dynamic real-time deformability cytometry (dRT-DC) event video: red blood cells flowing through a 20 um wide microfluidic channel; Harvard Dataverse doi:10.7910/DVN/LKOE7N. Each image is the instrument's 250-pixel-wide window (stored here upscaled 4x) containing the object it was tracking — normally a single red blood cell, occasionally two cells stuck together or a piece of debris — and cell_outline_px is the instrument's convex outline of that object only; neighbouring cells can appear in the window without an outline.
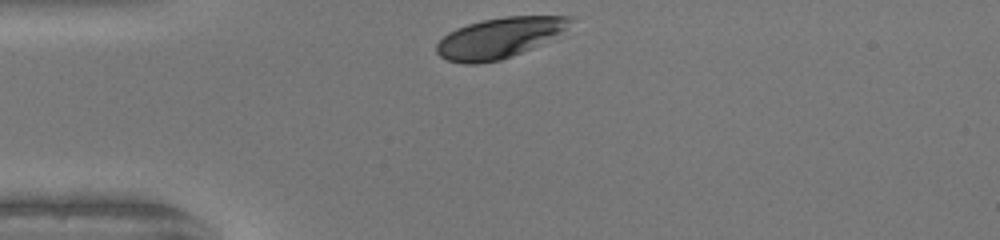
{"species": "human", "species_latin": "Homo sapiens", "temperature_condition": "warm", "stored_images_in_passage": 28, "camera_frame_rate_fps": 3000, "um_per_image_px": 0.085, "donor": {"sex": "female"}, "frame": {"image": 1, "passage_image": 1, "time_ms": 0.0, "image_size_px": [1000, 240], "cell_outline_px": [[576, 20], [560, 32], [540, 44], [532, 48], [512, 56], [500, 60], [476, 64], [464, 64], [448, 60], [440, 56], [436, 52], [436, 44], [448, 32], [456, 28], [468, 24], [484, 20], [504, 16], [572, 16]], "centroid_in_image_um": [42.42, 3.22], "position_along_channel_um": 42.6, "area_um2": 31.27}}
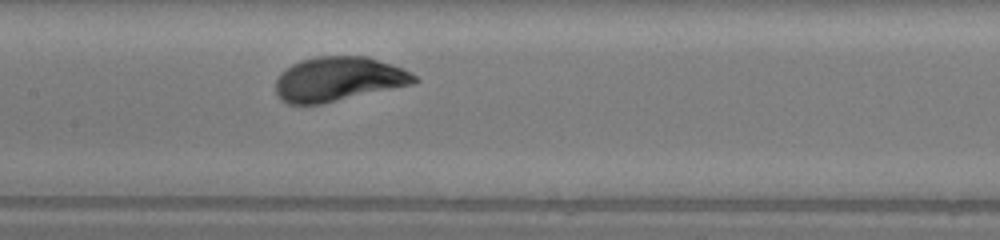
{"frame": {"image": 2, "passage_image": 13, "time_ms": 4.0, "image_size_px": [1000, 240], "cell_outline_px": [[420, 80], [416, 84], [324, 104], [288, 104], [280, 100], [276, 92], [276, 80], [280, 72], [292, 64], [300, 60], [320, 56], [368, 56], [404, 68], [412, 72]], "centroid_in_image_um": [28.81, 6.73], "position_along_channel_um": 178.6, "area_um2": 36.53}}
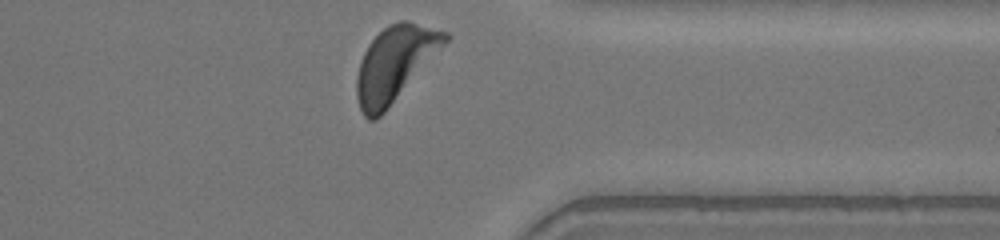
{"frame": {"image": 3, "passage_image": 28, "time_ms": 9.0, "image_size_px": [1000, 240], "cell_outline_px": [[452, 36], [384, 112], [376, 120], [368, 120], [364, 116], [360, 108], [356, 96], [356, 76], [360, 60], [368, 44], [388, 24], [400, 20], [408, 20], [448, 32]], "centroid_in_image_um": [33.54, 5.39], "position_along_channel_um": 377.9, "area_um2": 38.15}, "authors_computed_cell_mechanics": {"area_um2": 36.3562, "velocity_mm_per_s": 4.0957, "shape_relaxation_time_tau1_ms": 1.7356, "shape_relaxation_time_tau2_ms": null, "deformation_change_tau1": 0.1324, "deformation_change_tau2": null}}